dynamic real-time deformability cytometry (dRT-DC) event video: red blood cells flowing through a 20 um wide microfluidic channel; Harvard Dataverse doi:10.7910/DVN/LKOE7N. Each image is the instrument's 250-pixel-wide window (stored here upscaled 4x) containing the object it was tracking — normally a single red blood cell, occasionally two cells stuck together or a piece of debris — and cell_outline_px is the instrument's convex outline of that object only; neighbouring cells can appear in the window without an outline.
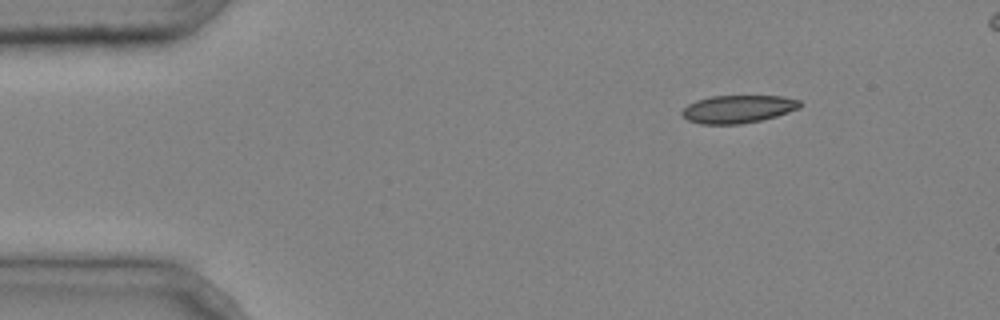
{"species": "common noctule bat (a hibernating species)", "species_latin": "Nyctalus noctula", "temperature_condition": "cold", "stored_images_in_passage": 3, "camera_frame_rate_fps": 3000, "um_per_image_px": 0.085, "animal": {"sex": "male", "body_mass_g": 20.4}, "frame": {"image": 1, "passage_image": 1, "time_ms": 0.0, "image_size_px": [1000, 320], "cell_outline_px": [[804, 104], [800, 108], [776, 116], [760, 120], [740, 124], [700, 124], [688, 120], [680, 112], [688, 104], [696, 100], [712, 96], [784, 96], [800, 100]], "centroid_in_image_um": [62.76, 9.26], "position_along_channel_um": 22.2, "area_um2": 19.19}}